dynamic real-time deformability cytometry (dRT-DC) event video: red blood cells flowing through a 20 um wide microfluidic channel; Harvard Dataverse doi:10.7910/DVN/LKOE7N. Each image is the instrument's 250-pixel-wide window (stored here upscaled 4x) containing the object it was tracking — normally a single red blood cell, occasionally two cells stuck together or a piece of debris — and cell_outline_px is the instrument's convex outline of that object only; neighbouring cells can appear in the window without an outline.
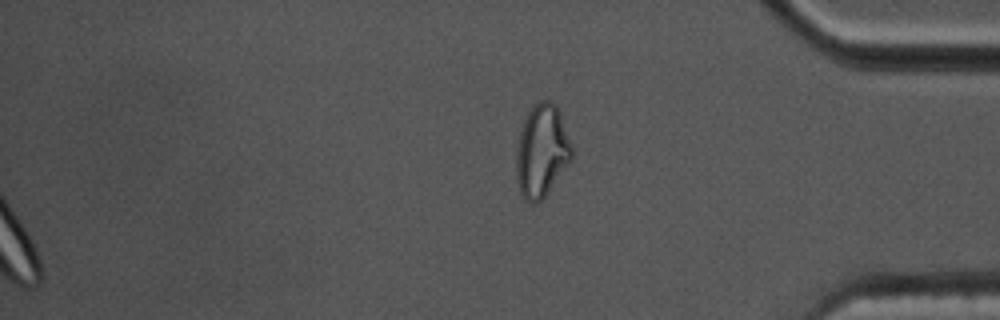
{"species": "common noctule bat (a hibernating species)", "species_latin": "Nyctalus noctula", "temperature_condition": "cold", "stored_images_in_passage": 50, "segment_of_instrument_passage": [2, 2], "camera_frame_rate_fps": 3000, "um_per_image_px": 0.085, "animal": {"sex": "male", "body_mass_g": 17.5, "forearm_length_mm": 52.3}, "frame": {"image": 1, "passage_image": 50, "time_ms": 16.333, "image_size_px": [1000, 320], "cell_outline_px": [[572, 156], [548, 192], [536, 204], [532, 204], [524, 200], [520, 192], [516, 180], [516, 152], [520, 132], [524, 120], [532, 104], [536, 100], [552, 100], [556, 104], [560, 112], [572, 144]], "centroid_in_image_um": [46.03, 12.8], "position_along_channel_um": 389.2, "area_um2": 30.06}}